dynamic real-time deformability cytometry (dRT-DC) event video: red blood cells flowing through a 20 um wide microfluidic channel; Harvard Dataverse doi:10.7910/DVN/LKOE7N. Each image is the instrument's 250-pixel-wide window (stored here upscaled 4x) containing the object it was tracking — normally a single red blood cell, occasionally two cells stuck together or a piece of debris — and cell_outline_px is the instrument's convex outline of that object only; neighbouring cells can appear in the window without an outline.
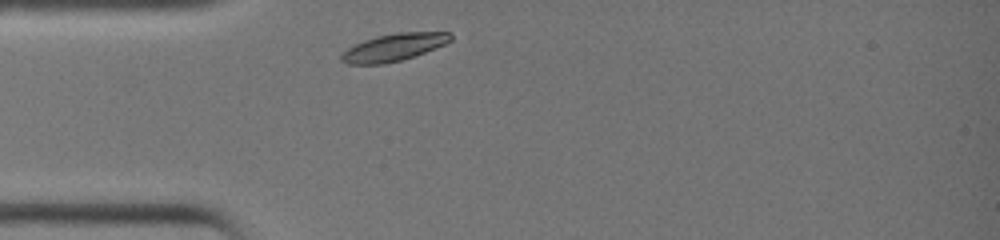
{"species": "common noctule bat (a hibernating species)", "species_latin": "Nyctalus noctula", "temperature_condition": "warm", "stored_images_in_passage": 24, "camera_frame_rate_fps": 3000, "um_per_image_px": 0.085, "animal": {"sex": "female", "body_mass_g": 19.0, "forearm_length_mm": 51.5}, "frame": {"image": 1, "passage_image": 1, "time_ms": 0.0, "image_size_px": [1000, 240], "cell_outline_px": [[452, 40], [436, 48], [400, 60], [384, 64], [348, 64], [340, 60], [340, 56], [348, 48], [364, 40], [376, 36], [400, 32], [452, 32]], "centroid_in_image_um": [33.48, 4.01], "position_along_channel_um": 51.5, "area_um2": 17.22}}
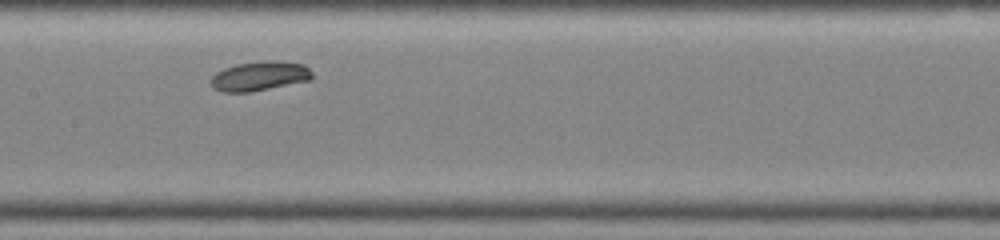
{"frame": {"image": 2, "passage_image": 10, "time_ms": 3.0, "image_size_px": [1000, 240], "cell_outline_px": [[312, 80], [248, 92], [224, 92], [212, 88], [208, 80], [216, 72], [224, 68], [236, 64], [264, 60], [280, 60], [304, 64], [312, 72]], "centroid_in_image_um": [22.05, 6.45], "position_along_channel_um": 185.4, "area_um2": 17.63}}
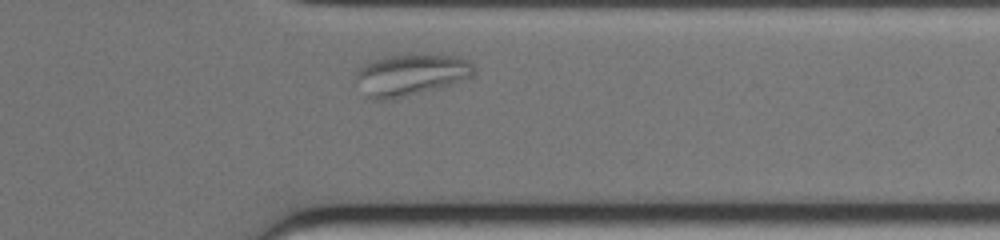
{"frame": {"image": 3, "passage_image": 22, "time_ms": 7.0, "image_size_px": [1000, 240], "cell_outline_px": [[476, 72], [468, 80], [440, 88], [380, 100], [372, 100], [368, 96], [356, 76], [356, 72], [364, 64], [372, 60], [384, 56], [456, 56], [468, 60], [476, 68]], "centroid_in_image_um": [35.0, 6.35], "position_along_channel_um": 376.4, "area_um2": 27.8}}